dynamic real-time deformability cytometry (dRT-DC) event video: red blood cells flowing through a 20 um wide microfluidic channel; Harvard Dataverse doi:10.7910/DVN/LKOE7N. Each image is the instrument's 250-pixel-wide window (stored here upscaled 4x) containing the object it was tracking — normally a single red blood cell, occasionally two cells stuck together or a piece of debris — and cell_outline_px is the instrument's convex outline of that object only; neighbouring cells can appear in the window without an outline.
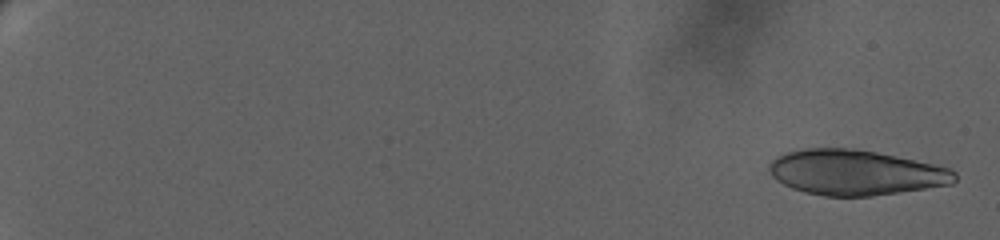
{"species": "human", "species_latin": "Homo sapiens", "temperature_condition": "warm", "stored_images_in_passage": 26, "camera_frame_rate_fps": 3000, "um_per_image_px": 0.085, "donor": {"sex": "female"}, "frame": {"image": 1, "passage_image": 1, "time_ms": 0.0, "image_size_px": [1000, 240], "cell_outline_px": [[956, 180], [952, 184], [872, 196], [824, 196], [804, 192], [792, 188], [776, 180], [772, 176], [768, 168], [768, 164], [776, 156], [784, 152], [804, 148], [856, 148], [896, 156], [932, 164], [948, 168], [956, 172]], "centroid_in_image_um": [72.67, 14.65], "position_along_channel_um": 12.3, "area_um2": 48.96}}
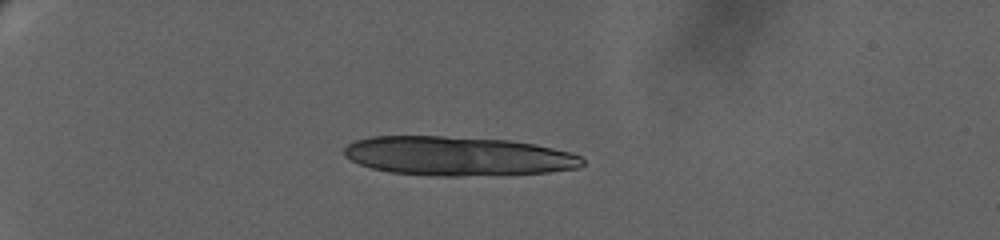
{"frame": {"image": 2, "passage_image": 18, "time_ms": 6.333, "image_size_px": [1000, 240], "cell_outline_px": [[584, 164], [580, 168], [548, 172], [460, 176], [436, 176], [388, 172], [372, 168], [360, 164], [344, 156], [344, 148], [352, 140], [372, 136], [444, 136], [508, 140], [536, 144], [568, 152], [580, 156], [584, 160]], "centroid_in_image_um": [38.88, 13.26], "position_along_channel_um": 46.1, "area_um2": 54.45}}